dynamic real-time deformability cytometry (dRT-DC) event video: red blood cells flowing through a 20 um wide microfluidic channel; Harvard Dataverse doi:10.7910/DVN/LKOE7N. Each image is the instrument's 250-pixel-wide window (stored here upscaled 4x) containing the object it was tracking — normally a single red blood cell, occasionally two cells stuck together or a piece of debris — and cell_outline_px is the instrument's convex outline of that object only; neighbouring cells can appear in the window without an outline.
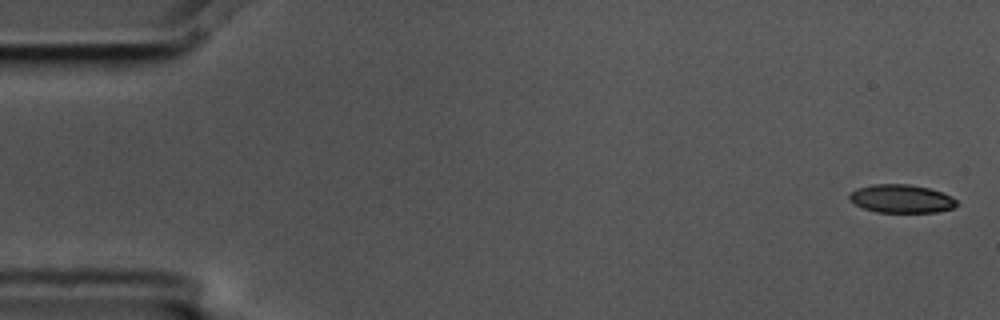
{"species": "common noctule bat (a hibernating species)", "species_latin": "Nyctalus noctula", "temperature_condition": "cold", "stored_images_in_passage": 5, "camera_frame_rate_fps": 3000, "um_per_image_px": 0.085, "animal": {"sex": "male", "body_mass_g": 17.5, "forearm_length_mm": 52.3}, "frame": {"image": 1, "passage_image": 1, "time_ms": 0.0, "image_size_px": [1000, 320], "cell_outline_px": [[956, 204], [952, 208], [936, 212], [876, 212], [864, 208], [856, 204], [848, 196], [856, 188], [872, 184], [908, 184], [928, 188], [940, 192], [956, 200]], "centroid_in_image_um": [76.58, 16.89], "position_along_channel_um": 8.4, "area_um2": 17.34}}
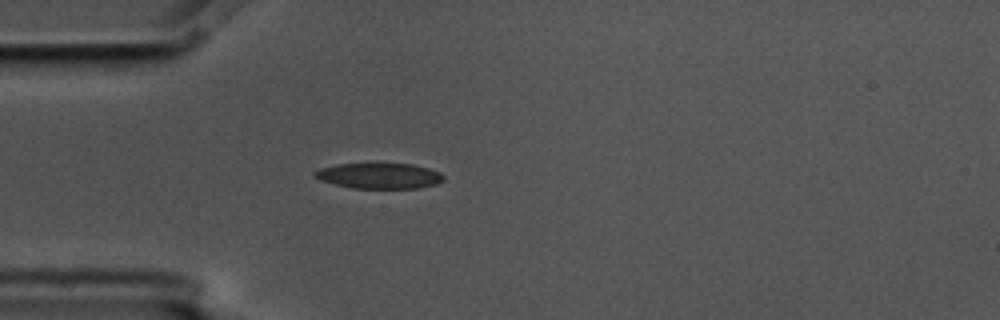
{"frame": {"image": 2, "passage_image": 5, "time_ms": 1.333, "image_size_px": [1000, 320], "cell_outline_px": [[444, 180], [436, 184], [416, 188], [352, 188], [320, 180], [312, 176], [312, 172], [320, 168], [336, 164], [412, 164], [428, 168], [440, 172], [444, 176]], "centroid_in_image_um": [32.21, 14.94], "position_along_channel_um": 52.8, "area_um2": 19.13}}